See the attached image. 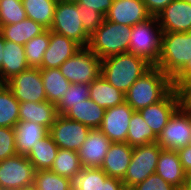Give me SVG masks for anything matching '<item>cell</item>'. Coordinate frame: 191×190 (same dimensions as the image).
Here are the masks:
<instances>
[{"mask_svg":"<svg viewBox=\"0 0 191 190\" xmlns=\"http://www.w3.org/2000/svg\"><path fill=\"white\" fill-rule=\"evenodd\" d=\"M155 66L171 78L172 88L183 93L191 85V31L163 32Z\"/></svg>","mask_w":191,"mask_h":190,"instance_id":"obj_1","label":"cell"},{"mask_svg":"<svg viewBox=\"0 0 191 190\" xmlns=\"http://www.w3.org/2000/svg\"><path fill=\"white\" fill-rule=\"evenodd\" d=\"M152 65L144 58L130 52L101 60V75L124 94Z\"/></svg>","mask_w":191,"mask_h":190,"instance_id":"obj_2","label":"cell"},{"mask_svg":"<svg viewBox=\"0 0 191 190\" xmlns=\"http://www.w3.org/2000/svg\"><path fill=\"white\" fill-rule=\"evenodd\" d=\"M172 89L171 78L160 68L152 66L125 93V102L134 111L160 101Z\"/></svg>","mask_w":191,"mask_h":190,"instance_id":"obj_3","label":"cell"},{"mask_svg":"<svg viewBox=\"0 0 191 190\" xmlns=\"http://www.w3.org/2000/svg\"><path fill=\"white\" fill-rule=\"evenodd\" d=\"M131 26L104 19L101 26L90 36L88 48L101 60L128 52Z\"/></svg>","mask_w":191,"mask_h":190,"instance_id":"obj_4","label":"cell"},{"mask_svg":"<svg viewBox=\"0 0 191 190\" xmlns=\"http://www.w3.org/2000/svg\"><path fill=\"white\" fill-rule=\"evenodd\" d=\"M49 30L66 36L80 47H88L90 42V36L82 26L81 10L75 0H58Z\"/></svg>","mask_w":191,"mask_h":190,"instance_id":"obj_5","label":"cell"},{"mask_svg":"<svg viewBox=\"0 0 191 190\" xmlns=\"http://www.w3.org/2000/svg\"><path fill=\"white\" fill-rule=\"evenodd\" d=\"M158 22L156 17L132 26L128 52L144 58L152 66L157 64L160 57L162 28L158 26L154 30V23Z\"/></svg>","mask_w":191,"mask_h":190,"instance_id":"obj_6","label":"cell"},{"mask_svg":"<svg viewBox=\"0 0 191 190\" xmlns=\"http://www.w3.org/2000/svg\"><path fill=\"white\" fill-rule=\"evenodd\" d=\"M59 69L72 84H90L101 75V59L88 47H81Z\"/></svg>","mask_w":191,"mask_h":190,"instance_id":"obj_7","label":"cell"},{"mask_svg":"<svg viewBox=\"0 0 191 190\" xmlns=\"http://www.w3.org/2000/svg\"><path fill=\"white\" fill-rule=\"evenodd\" d=\"M161 149L157 142L133 147L132 159L122 180L126 190L143 182L156 172Z\"/></svg>","mask_w":191,"mask_h":190,"instance_id":"obj_8","label":"cell"},{"mask_svg":"<svg viewBox=\"0 0 191 190\" xmlns=\"http://www.w3.org/2000/svg\"><path fill=\"white\" fill-rule=\"evenodd\" d=\"M162 149L178 150L191 144V108L184 103L173 113L157 137Z\"/></svg>","mask_w":191,"mask_h":190,"instance_id":"obj_9","label":"cell"},{"mask_svg":"<svg viewBox=\"0 0 191 190\" xmlns=\"http://www.w3.org/2000/svg\"><path fill=\"white\" fill-rule=\"evenodd\" d=\"M35 169L26 155L17 154L0 162V190L32 187Z\"/></svg>","mask_w":191,"mask_h":190,"instance_id":"obj_10","label":"cell"},{"mask_svg":"<svg viewBox=\"0 0 191 190\" xmlns=\"http://www.w3.org/2000/svg\"><path fill=\"white\" fill-rule=\"evenodd\" d=\"M183 103V93L172 88L160 101L138 112L158 137L162 133L170 117Z\"/></svg>","mask_w":191,"mask_h":190,"instance_id":"obj_11","label":"cell"},{"mask_svg":"<svg viewBox=\"0 0 191 190\" xmlns=\"http://www.w3.org/2000/svg\"><path fill=\"white\" fill-rule=\"evenodd\" d=\"M19 102L47 101L40 68L29 67L5 83Z\"/></svg>","mask_w":191,"mask_h":190,"instance_id":"obj_12","label":"cell"},{"mask_svg":"<svg viewBox=\"0 0 191 190\" xmlns=\"http://www.w3.org/2000/svg\"><path fill=\"white\" fill-rule=\"evenodd\" d=\"M90 130V127L80 122L58 115L49 129V134L59 148L78 151Z\"/></svg>","mask_w":191,"mask_h":190,"instance_id":"obj_13","label":"cell"},{"mask_svg":"<svg viewBox=\"0 0 191 190\" xmlns=\"http://www.w3.org/2000/svg\"><path fill=\"white\" fill-rule=\"evenodd\" d=\"M134 109L126 102L106 109L98 128L112 143L127 142L129 121Z\"/></svg>","mask_w":191,"mask_h":190,"instance_id":"obj_14","label":"cell"},{"mask_svg":"<svg viewBox=\"0 0 191 190\" xmlns=\"http://www.w3.org/2000/svg\"><path fill=\"white\" fill-rule=\"evenodd\" d=\"M156 18L157 26L159 24L163 32H189L191 31V4L184 0H173Z\"/></svg>","mask_w":191,"mask_h":190,"instance_id":"obj_15","label":"cell"},{"mask_svg":"<svg viewBox=\"0 0 191 190\" xmlns=\"http://www.w3.org/2000/svg\"><path fill=\"white\" fill-rule=\"evenodd\" d=\"M151 17L142 0H113L105 15L108 21L131 27Z\"/></svg>","mask_w":191,"mask_h":190,"instance_id":"obj_16","label":"cell"},{"mask_svg":"<svg viewBox=\"0 0 191 190\" xmlns=\"http://www.w3.org/2000/svg\"><path fill=\"white\" fill-rule=\"evenodd\" d=\"M112 142L98 129H91L77 151L81 164L86 168H100Z\"/></svg>","mask_w":191,"mask_h":190,"instance_id":"obj_17","label":"cell"},{"mask_svg":"<svg viewBox=\"0 0 191 190\" xmlns=\"http://www.w3.org/2000/svg\"><path fill=\"white\" fill-rule=\"evenodd\" d=\"M81 47L66 36L50 31V42L46 49L40 68H59L68 58L72 57Z\"/></svg>","mask_w":191,"mask_h":190,"instance_id":"obj_18","label":"cell"},{"mask_svg":"<svg viewBox=\"0 0 191 190\" xmlns=\"http://www.w3.org/2000/svg\"><path fill=\"white\" fill-rule=\"evenodd\" d=\"M155 173L178 190L187 184V173L181 165L177 150L161 149Z\"/></svg>","mask_w":191,"mask_h":190,"instance_id":"obj_19","label":"cell"},{"mask_svg":"<svg viewBox=\"0 0 191 190\" xmlns=\"http://www.w3.org/2000/svg\"><path fill=\"white\" fill-rule=\"evenodd\" d=\"M133 147L127 142L112 143L101 169L112 178L123 180L132 159Z\"/></svg>","mask_w":191,"mask_h":190,"instance_id":"obj_20","label":"cell"},{"mask_svg":"<svg viewBox=\"0 0 191 190\" xmlns=\"http://www.w3.org/2000/svg\"><path fill=\"white\" fill-rule=\"evenodd\" d=\"M57 116L56 105L49 101L20 102L19 121L34 122L49 130Z\"/></svg>","mask_w":191,"mask_h":190,"instance_id":"obj_21","label":"cell"},{"mask_svg":"<svg viewBox=\"0 0 191 190\" xmlns=\"http://www.w3.org/2000/svg\"><path fill=\"white\" fill-rule=\"evenodd\" d=\"M29 68L24 46L5 40L2 59V83Z\"/></svg>","mask_w":191,"mask_h":190,"instance_id":"obj_22","label":"cell"},{"mask_svg":"<svg viewBox=\"0 0 191 190\" xmlns=\"http://www.w3.org/2000/svg\"><path fill=\"white\" fill-rule=\"evenodd\" d=\"M14 129L16 152L20 155H27L37 141L49 134L46 127L28 121H19Z\"/></svg>","mask_w":191,"mask_h":190,"instance_id":"obj_23","label":"cell"},{"mask_svg":"<svg viewBox=\"0 0 191 190\" xmlns=\"http://www.w3.org/2000/svg\"><path fill=\"white\" fill-rule=\"evenodd\" d=\"M89 98L104 109L125 102V94L112 86L102 75L90 83Z\"/></svg>","mask_w":191,"mask_h":190,"instance_id":"obj_24","label":"cell"},{"mask_svg":"<svg viewBox=\"0 0 191 190\" xmlns=\"http://www.w3.org/2000/svg\"><path fill=\"white\" fill-rule=\"evenodd\" d=\"M105 111L106 109L89 98L74 105L64 116L95 129L100 127Z\"/></svg>","mask_w":191,"mask_h":190,"instance_id":"obj_25","label":"cell"},{"mask_svg":"<svg viewBox=\"0 0 191 190\" xmlns=\"http://www.w3.org/2000/svg\"><path fill=\"white\" fill-rule=\"evenodd\" d=\"M47 29L41 24L26 18L16 24H9L0 27V33L5 40L15 42L17 44H26L33 37L41 35Z\"/></svg>","mask_w":191,"mask_h":190,"instance_id":"obj_26","label":"cell"},{"mask_svg":"<svg viewBox=\"0 0 191 190\" xmlns=\"http://www.w3.org/2000/svg\"><path fill=\"white\" fill-rule=\"evenodd\" d=\"M59 147L50 134L37 141L26 157L33 164L35 171L51 169Z\"/></svg>","mask_w":191,"mask_h":190,"instance_id":"obj_27","label":"cell"},{"mask_svg":"<svg viewBox=\"0 0 191 190\" xmlns=\"http://www.w3.org/2000/svg\"><path fill=\"white\" fill-rule=\"evenodd\" d=\"M40 74L47 101L57 105L66 94L65 91L71 83L64 77L59 68H40Z\"/></svg>","mask_w":191,"mask_h":190,"instance_id":"obj_28","label":"cell"},{"mask_svg":"<svg viewBox=\"0 0 191 190\" xmlns=\"http://www.w3.org/2000/svg\"><path fill=\"white\" fill-rule=\"evenodd\" d=\"M57 2L58 0H22L27 18L41 24L47 30L53 22Z\"/></svg>","mask_w":191,"mask_h":190,"instance_id":"obj_29","label":"cell"},{"mask_svg":"<svg viewBox=\"0 0 191 190\" xmlns=\"http://www.w3.org/2000/svg\"><path fill=\"white\" fill-rule=\"evenodd\" d=\"M20 102L5 83H0V127L14 128L19 122Z\"/></svg>","mask_w":191,"mask_h":190,"instance_id":"obj_30","label":"cell"},{"mask_svg":"<svg viewBox=\"0 0 191 190\" xmlns=\"http://www.w3.org/2000/svg\"><path fill=\"white\" fill-rule=\"evenodd\" d=\"M152 142H157V136L144 121L141 114L134 111L129 121L127 143L134 147Z\"/></svg>","mask_w":191,"mask_h":190,"instance_id":"obj_31","label":"cell"},{"mask_svg":"<svg viewBox=\"0 0 191 190\" xmlns=\"http://www.w3.org/2000/svg\"><path fill=\"white\" fill-rule=\"evenodd\" d=\"M80 157L77 151L59 148L56 158L50 170L54 173L70 179L82 170Z\"/></svg>","mask_w":191,"mask_h":190,"instance_id":"obj_32","label":"cell"},{"mask_svg":"<svg viewBox=\"0 0 191 190\" xmlns=\"http://www.w3.org/2000/svg\"><path fill=\"white\" fill-rule=\"evenodd\" d=\"M109 176L101 168H86L70 178L71 190H97Z\"/></svg>","mask_w":191,"mask_h":190,"instance_id":"obj_33","label":"cell"},{"mask_svg":"<svg viewBox=\"0 0 191 190\" xmlns=\"http://www.w3.org/2000/svg\"><path fill=\"white\" fill-rule=\"evenodd\" d=\"M50 42V30H46L41 35L33 37L24 44L25 56L29 67L40 68L43 56Z\"/></svg>","mask_w":191,"mask_h":190,"instance_id":"obj_34","label":"cell"},{"mask_svg":"<svg viewBox=\"0 0 191 190\" xmlns=\"http://www.w3.org/2000/svg\"><path fill=\"white\" fill-rule=\"evenodd\" d=\"M89 90L90 84L71 83L69 88L65 91L66 94L56 105L58 115L64 116L74 105L89 99Z\"/></svg>","mask_w":191,"mask_h":190,"instance_id":"obj_35","label":"cell"},{"mask_svg":"<svg viewBox=\"0 0 191 190\" xmlns=\"http://www.w3.org/2000/svg\"><path fill=\"white\" fill-rule=\"evenodd\" d=\"M33 187L35 190H71L70 179L50 169L35 171Z\"/></svg>","mask_w":191,"mask_h":190,"instance_id":"obj_36","label":"cell"},{"mask_svg":"<svg viewBox=\"0 0 191 190\" xmlns=\"http://www.w3.org/2000/svg\"><path fill=\"white\" fill-rule=\"evenodd\" d=\"M22 0H0V27L26 19Z\"/></svg>","mask_w":191,"mask_h":190,"instance_id":"obj_37","label":"cell"},{"mask_svg":"<svg viewBox=\"0 0 191 190\" xmlns=\"http://www.w3.org/2000/svg\"><path fill=\"white\" fill-rule=\"evenodd\" d=\"M15 155V129L0 127V162Z\"/></svg>","mask_w":191,"mask_h":190,"instance_id":"obj_38","label":"cell"},{"mask_svg":"<svg viewBox=\"0 0 191 190\" xmlns=\"http://www.w3.org/2000/svg\"><path fill=\"white\" fill-rule=\"evenodd\" d=\"M81 10V21L85 32L91 36L103 23L105 17L98 11L92 9Z\"/></svg>","mask_w":191,"mask_h":190,"instance_id":"obj_39","label":"cell"},{"mask_svg":"<svg viewBox=\"0 0 191 190\" xmlns=\"http://www.w3.org/2000/svg\"><path fill=\"white\" fill-rule=\"evenodd\" d=\"M129 190H178L173 185L163 180L158 174L154 173L130 188Z\"/></svg>","mask_w":191,"mask_h":190,"instance_id":"obj_40","label":"cell"},{"mask_svg":"<svg viewBox=\"0 0 191 190\" xmlns=\"http://www.w3.org/2000/svg\"><path fill=\"white\" fill-rule=\"evenodd\" d=\"M78 9H89L100 12L104 17L110 9L113 0H75Z\"/></svg>","mask_w":191,"mask_h":190,"instance_id":"obj_41","label":"cell"},{"mask_svg":"<svg viewBox=\"0 0 191 190\" xmlns=\"http://www.w3.org/2000/svg\"><path fill=\"white\" fill-rule=\"evenodd\" d=\"M142 1L145 4L149 14L152 17H156L173 0H142Z\"/></svg>","mask_w":191,"mask_h":190,"instance_id":"obj_42","label":"cell"},{"mask_svg":"<svg viewBox=\"0 0 191 190\" xmlns=\"http://www.w3.org/2000/svg\"><path fill=\"white\" fill-rule=\"evenodd\" d=\"M184 171L191 172V144L177 150Z\"/></svg>","mask_w":191,"mask_h":190,"instance_id":"obj_43","label":"cell"},{"mask_svg":"<svg viewBox=\"0 0 191 190\" xmlns=\"http://www.w3.org/2000/svg\"><path fill=\"white\" fill-rule=\"evenodd\" d=\"M97 190H126L122 180L108 177L105 182H100Z\"/></svg>","mask_w":191,"mask_h":190,"instance_id":"obj_44","label":"cell"},{"mask_svg":"<svg viewBox=\"0 0 191 190\" xmlns=\"http://www.w3.org/2000/svg\"><path fill=\"white\" fill-rule=\"evenodd\" d=\"M4 45H5V39L0 33V83H2V59H3Z\"/></svg>","mask_w":191,"mask_h":190,"instance_id":"obj_45","label":"cell"},{"mask_svg":"<svg viewBox=\"0 0 191 190\" xmlns=\"http://www.w3.org/2000/svg\"><path fill=\"white\" fill-rule=\"evenodd\" d=\"M184 104L191 108V85L183 92Z\"/></svg>","mask_w":191,"mask_h":190,"instance_id":"obj_46","label":"cell"},{"mask_svg":"<svg viewBox=\"0 0 191 190\" xmlns=\"http://www.w3.org/2000/svg\"><path fill=\"white\" fill-rule=\"evenodd\" d=\"M187 184L191 186V172L187 174Z\"/></svg>","mask_w":191,"mask_h":190,"instance_id":"obj_47","label":"cell"},{"mask_svg":"<svg viewBox=\"0 0 191 190\" xmlns=\"http://www.w3.org/2000/svg\"><path fill=\"white\" fill-rule=\"evenodd\" d=\"M180 190H191V186H189L188 184H186L183 188H181Z\"/></svg>","mask_w":191,"mask_h":190,"instance_id":"obj_48","label":"cell"},{"mask_svg":"<svg viewBox=\"0 0 191 190\" xmlns=\"http://www.w3.org/2000/svg\"><path fill=\"white\" fill-rule=\"evenodd\" d=\"M21 190H35V188L32 186V187L24 188V189H21Z\"/></svg>","mask_w":191,"mask_h":190,"instance_id":"obj_49","label":"cell"}]
</instances>
